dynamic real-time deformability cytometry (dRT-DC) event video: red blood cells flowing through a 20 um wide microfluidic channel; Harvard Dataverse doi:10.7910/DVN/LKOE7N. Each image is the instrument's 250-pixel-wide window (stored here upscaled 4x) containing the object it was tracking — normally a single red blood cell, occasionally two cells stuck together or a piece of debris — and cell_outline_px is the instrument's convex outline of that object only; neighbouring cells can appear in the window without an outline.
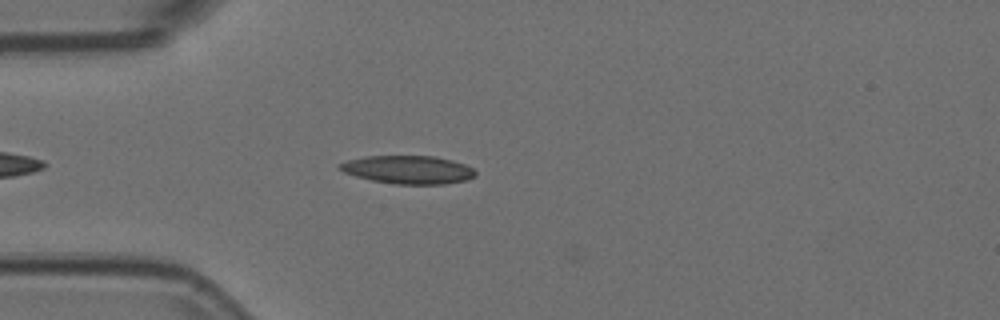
{"species": "Egyptian fruit bat (a non-hibernating species)", "species_latin": "Rousettus aegyptiacus", "temperature_condition": "room temperature", "stored_images_in_passage": 7, "camera_frame_rate_fps": 3000, "um_per_image_px": 0.085, "animal": {"sex": "female"}, "frame": {"image": 1, "passage_image": 3, "time_ms": 0.667, "image_size_px": [1000, 320], "cell_outline_px": [[476, 176], [468, 180], [444, 184], [396, 184], [372, 180], [356, 176], [344, 172], [336, 168], [336, 164], [348, 160], [364, 156], [436, 156], [452, 160], [464, 164], [472, 168], [476, 172]], "centroid_in_image_um": [34.68, 14.42], "position_along_channel_um": 50.3, "area_um2": 22.43}}